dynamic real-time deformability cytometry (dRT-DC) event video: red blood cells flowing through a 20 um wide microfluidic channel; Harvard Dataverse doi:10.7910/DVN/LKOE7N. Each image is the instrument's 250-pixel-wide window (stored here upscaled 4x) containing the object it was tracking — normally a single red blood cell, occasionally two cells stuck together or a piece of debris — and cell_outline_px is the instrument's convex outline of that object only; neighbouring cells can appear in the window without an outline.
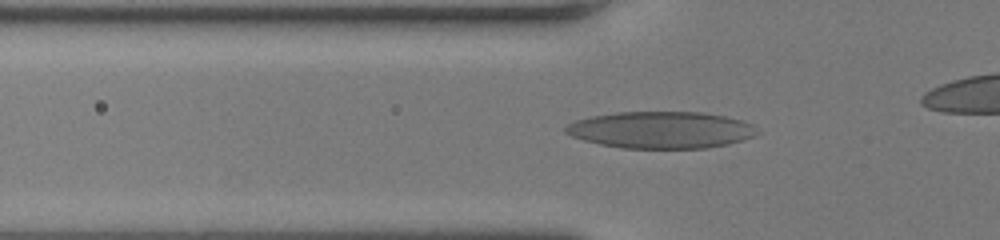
{"species": "human", "species_latin": "Homo sapiens", "temperature_condition": "room temperature", "stored_images_in_passage": 33, "camera_frame_rate_fps": 3000, "um_per_image_px": 0.085, "donor": {"sex": "female"}, "frame": {"image": 1, "passage_image": 7, "time_ms": 2.0, "image_size_px": [1000, 240], "cell_outline_px": [[760, 132], [752, 136], [728, 144], [708, 148], [620, 148], [600, 144], [584, 140], [572, 136], [564, 132], [564, 128], [568, 124], [576, 120], [592, 116], [616, 112], [700, 112], [724, 116], [740, 120], [752, 124]], "centroid_in_image_um": [56.16, 11.04], "position_along_channel_um": 69.6, "area_um2": 40.98}}
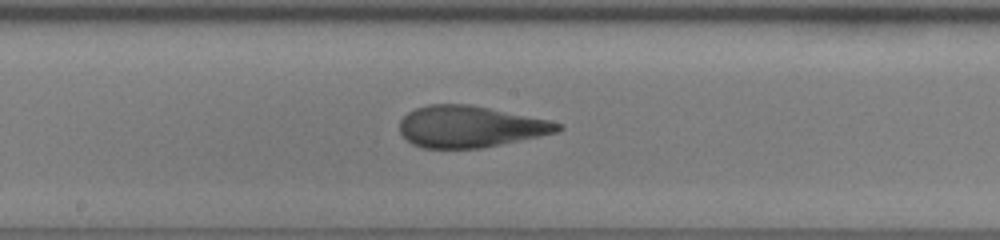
{"frame": {"image": 2, "passage_image": 17, "time_ms": 5.333, "image_size_px": [1000, 240], "cell_outline_px": [[564, 128], [556, 132], [540, 136], [480, 148], [424, 148], [412, 144], [400, 132], [400, 120], [408, 112], [416, 108], [428, 104], [468, 104], [548, 120], [564, 124]], "centroid_in_image_um": [39.95, 10.76], "position_along_channel_um": 208.3, "area_um2": 37.92}}
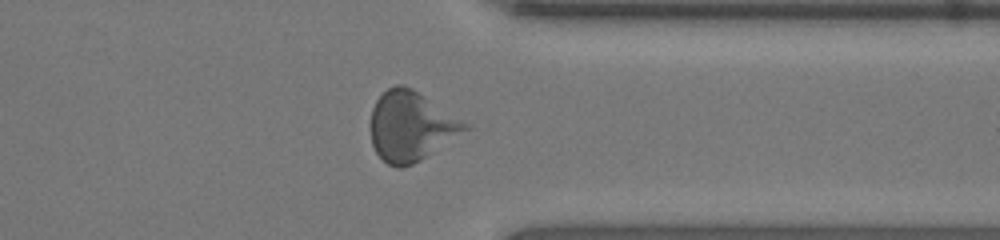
{"frame": {"image": 3, "passage_image": 29, "time_ms": 9.333, "image_size_px": [1000, 240], "cell_outline_px": [[472, 128], [420, 160], [412, 164], [400, 168], [396, 168], [388, 164], [376, 152], [372, 144], [372, 108], [376, 100], [388, 88], [396, 84], [400, 84], [412, 88], [472, 124]], "centroid_in_image_um": [34.99, 10.72], "position_along_channel_um": 376.4, "area_um2": 38.32}}